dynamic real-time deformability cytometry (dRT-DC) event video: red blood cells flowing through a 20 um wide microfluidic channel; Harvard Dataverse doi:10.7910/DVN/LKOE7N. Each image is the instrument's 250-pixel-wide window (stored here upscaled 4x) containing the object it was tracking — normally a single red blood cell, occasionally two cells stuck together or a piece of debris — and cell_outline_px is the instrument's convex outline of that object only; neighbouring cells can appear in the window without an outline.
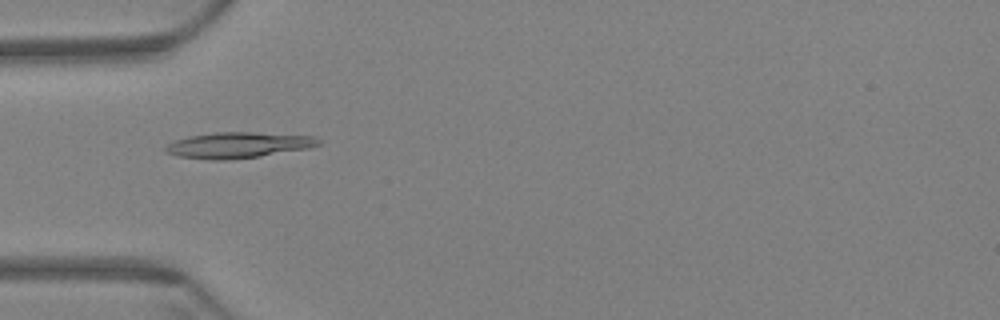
{"species": "Egyptian fruit bat (a non-hibernating species)", "species_latin": "Rousettus aegyptiacus", "temperature_condition": "warm", "stored_images_in_passage": 60, "camera_frame_rate_fps": 3000, "um_per_image_px": 0.085, "animal": {"sex": "female"}, "frame": {"image": 1, "passage_image": 19, "time_ms": 6.0, "image_size_px": [1000, 320], "cell_outline_px": [[320, 144], [308, 148], [260, 156], [224, 160], [212, 160], [176, 156], [164, 152], [164, 148], [168, 144], [176, 140], [192, 136], [216, 132], [252, 132], [316, 136], [320, 140]], "centroid_in_image_um": [20.24, 12.33], "position_along_channel_um": 64.8, "area_um2": 22.89}}
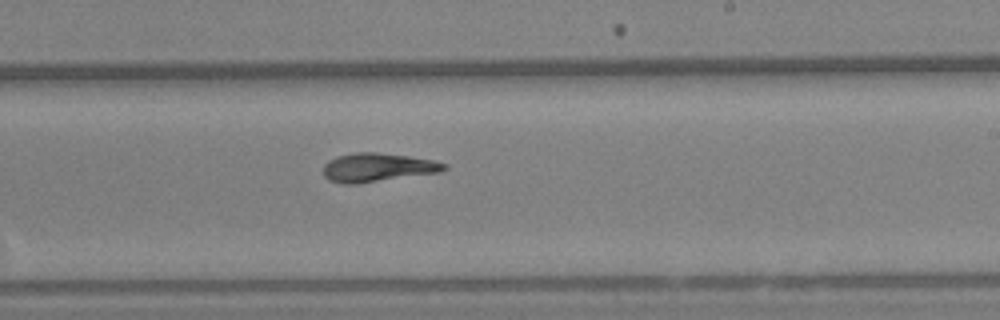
{"frame": {"image": 2, "passage_image": 36, "time_ms": 11.667, "image_size_px": [1000, 320], "cell_outline_px": [[448, 168], [440, 172], [356, 184], [344, 184], [328, 180], [324, 176], [324, 164], [328, 160], [336, 156], [356, 152], [376, 152], [408, 156], [432, 160], [448, 164]], "centroid_in_image_um": [32.07, 14.23], "position_along_channel_um": 256.9, "area_um2": 20.23}}
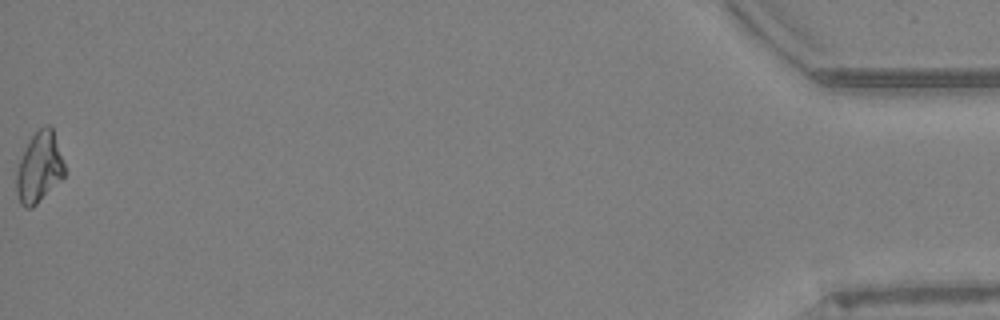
{"frame": {"image": 3, "passage_image": 60, "time_ms": 19.667, "image_size_px": [1000, 320], "cell_outline_px": [[64, 176], [32, 208], [24, 208], [20, 204], [16, 192], [16, 172], [20, 160], [32, 136], [44, 124], [48, 124], [52, 128], [64, 164]], "centroid_in_image_um": [3.31, 14.26], "position_along_channel_um": 431.9, "area_um2": 19.31}, "authors_computed_cell_mechanics": {"area_um2": 20.0277, "velocity_mm_per_s": 3.4211, "shape_relaxation_time_tau1_ms": null, "shape_relaxation_time_tau2_ms": 4.879, "deformation_change_tau1": null, "deformation_change_tau2": 0.1227}}